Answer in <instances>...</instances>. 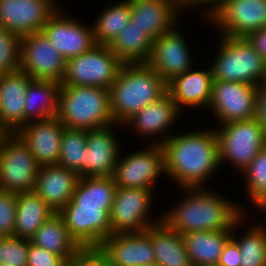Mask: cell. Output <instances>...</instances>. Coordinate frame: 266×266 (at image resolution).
Wrapping results in <instances>:
<instances>
[{"label":"cell","mask_w":266,"mask_h":266,"mask_svg":"<svg viewBox=\"0 0 266 266\" xmlns=\"http://www.w3.org/2000/svg\"><path fill=\"white\" fill-rule=\"evenodd\" d=\"M162 136L154 144L162 146L165 174L182 188L204 187L203 182L220 167L215 129Z\"/></svg>","instance_id":"obj_1"},{"label":"cell","mask_w":266,"mask_h":266,"mask_svg":"<svg viewBox=\"0 0 266 266\" xmlns=\"http://www.w3.org/2000/svg\"><path fill=\"white\" fill-rule=\"evenodd\" d=\"M186 198L169 210L161 220L183 235L195 231H232L242 222L244 213L239 205L215 192L200 188H182ZM210 191V192H209ZM234 227V228H233Z\"/></svg>","instance_id":"obj_2"},{"label":"cell","mask_w":266,"mask_h":266,"mask_svg":"<svg viewBox=\"0 0 266 266\" xmlns=\"http://www.w3.org/2000/svg\"><path fill=\"white\" fill-rule=\"evenodd\" d=\"M167 93V84L147 64H123L109 88L110 106L115 124H123L146 105Z\"/></svg>","instance_id":"obj_3"},{"label":"cell","mask_w":266,"mask_h":266,"mask_svg":"<svg viewBox=\"0 0 266 266\" xmlns=\"http://www.w3.org/2000/svg\"><path fill=\"white\" fill-rule=\"evenodd\" d=\"M56 117L69 129L93 130L114 125L109 89L61 85Z\"/></svg>","instance_id":"obj_4"},{"label":"cell","mask_w":266,"mask_h":266,"mask_svg":"<svg viewBox=\"0 0 266 266\" xmlns=\"http://www.w3.org/2000/svg\"><path fill=\"white\" fill-rule=\"evenodd\" d=\"M219 54L210 67L214 80L260 85L266 63L245 37L221 36Z\"/></svg>","instance_id":"obj_5"},{"label":"cell","mask_w":266,"mask_h":266,"mask_svg":"<svg viewBox=\"0 0 266 266\" xmlns=\"http://www.w3.org/2000/svg\"><path fill=\"white\" fill-rule=\"evenodd\" d=\"M40 165L17 133H5L0 140V191L31 192Z\"/></svg>","instance_id":"obj_6"},{"label":"cell","mask_w":266,"mask_h":266,"mask_svg":"<svg viewBox=\"0 0 266 266\" xmlns=\"http://www.w3.org/2000/svg\"><path fill=\"white\" fill-rule=\"evenodd\" d=\"M215 131L220 165L227 160L242 172L266 146V132L257 118L222 124Z\"/></svg>","instance_id":"obj_7"},{"label":"cell","mask_w":266,"mask_h":266,"mask_svg":"<svg viewBox=\"0 0 266 266\" xmlns=\"http://www.w3.org/2000/svg\"><path fill=\"white\" fill-rule=\"evenodd\" d=\"M123 64L109 46L97 44L91 50L66 61L61 85L109 89Z\"/></svg>","instance_id":"obj_8"},{"label":"cell","mask_w":266,"mask_h":266,"mask_svg":"<svg viewBox=\"0 0 266 266\" xmlns=\"http://www.w3.org/2000/svg\"><path fill=\"white\" fill-rule=\"evenodd\" d=\"M112 205L76 204L72 199L58 214L80 247H99L112 234Z\"/></svg>","instance_id":"obj_9"},{"label":"cell","mask_w":266,"mask_h":266,"mask_svg":"<svg viewBox=\"0 0 266 266\" xmlns=\"http://www.w3.org/2000/svg\"><path fill=\"white\" fill-rule=\"evenodd\" d=\"M65 67L66 60L42 31L21 37L20 69L33 80L61 84Z\"/></svg>","instance_id":"obj_10"},{"label":"cell","mask_w":266,"mask_h":266,"mask_svg":"<svg viewBox=\"0 0 266 266\" xmlns=\"http://www.w3.org/2000/svg\"><path fill=\"white\" fill-rule=\"evenodd\" d=\"M258 86L214 80L208 109L220 125L256 118Z\"/></svg>","instance_id":"obj_11"},{"label":"cell","mask_w":266,"mask_h":266,"mask_svg":"<svg viewBox=\"0 0 266 266\" xmlns=\"http://www.w3.org/2000/svg\"><path fill=\"white\" fill-rule=\"evenodd\" d=\"M152 197V190L117 187L110 213L112 234L139 233L158 223L161 218L148 220Z\"/></svg>","instance_id":"obj_12"},{"label":"cell","mask_w":266,"mask_h":266,"mask_svg":"<svg viewBox=\"0 0 266 266\" xmlns=\"http://www.w3.org/2000/svg\"><path fill=\"white\" fill-rule=\"evenodd\" d=\"M122 159L118 158L113 175L117 187L152 190L160 173H165L164 152L160 144H151L146 150Z\"/></svg>","instance_id":"obj_13"},{"label":"cell","mask_w":266,"mask_h":266,"mask_svg":"<svg viewBox=\"0 0 266 266\" xmlns=\"http://www.w3.org/2000/svg\"><path fill=\"white\" fill-rule=\"evenodd\" d=\"M208 20L223 32L219 36L246 37L266 27V0H228Z\"/></svg>","instance_id":"obj_14"},{"label":"cell","mask_w":266,"mask_h":266,"mask_svg":"<svg viewBox=\"0 0 266 266\" xmlns=\"http://www.w3.org/2000/svg\"><path fill=\"white\" fill-rule=\"evenodd\" d=\"M57 6L50 0H0V27L20 37L41 32Z\"/></svg>","instance_id":"obj_15"},{"label":"cell","mask_w":266,"mask_h":266,"mask_svg":"<svg viewBox=\"0 0 266 266\" xmlns=\"http://www.w3.org/2000/svg\"><path fill=\"white\" fill-rule=\"evenodd\" d=\"M56 12L47 20L42 32L67 61L91 50L96 44L92 26L67 18ZM91 27V28H90Z\"/></svg>","instance_id":"obj_16"},{"label":"cell","mask_w":266,"mask_h":266,"mask_svg":"<svg viewBox=\"0 0 266 266\" xmlns=\"http://www.w3.org/2000/svg\"><path fill=\"white\" fill-rule=\"evenodd\" d=\"M175 28L153 41L147 64L168 84L192 68V58L182 34Z\"/></svg>","instance_id":"obj_17"},{"label":"cell","mask_w":266,"mask_h":266,"mask_svg":"<svg viewBox=\"0 0 266 266\" xmlns=\"http://www.w3.org/2000/svg\"><path fill=\"white\" fill-rule=\"evenodd\" d=\"M109 266H146L155 264L149 228L139 233L111 234L99 246Z\"/></svg>","instance_id":"obj_18"},{"label":"cell","mask_w":266,"mask_h":266,"mask_svg":"<svg viewBox=\"0 0 266 266\" xmlns=\"http://www.w3.org/2000/svg\"><path fill=\"white\" fill-rule=\"evenodd\" d=\"M33 79L21 69L1 75L0 128L17 133L25 126V96Z\"/></svg>","instance_id":"obj_19"},{"label":"cell","mask_w":266,"mask_h":266,"mask_svg":"<svg viewBox=\"0 0 266 266\" xmlns=\"http://www.w3.org/2000/svg\"><path fill=\"white\" fill-rule=\"evenodd\" d=\"M131 20L154 41L176 27L182 0H127ZM178 15V16H177Z\"/></svg>","instance_id":"obj_20"},{"label":"cell","mask_w":266,"mask_h":266,"mask_svg":"<svg viewBox=\"0 0 266 266\" xmlns=\"http://www.w3.org/2000/svg\"><path fill=\"white\" fill-rule=\"evenodd\" d=\"M64 126L57 117L27 123L17 134L27 144L37 163L58 164Z\"/></svg>","instance_id":"obj_21"},{"label":"cell","mask_w":266,"mask_h":266,"mask_svg":"<svg viewBox=\"0 0 266 266\" xmlns=\"http://www.w3.org/2000/svg\"><path fill=\"white\" fill-rule=\"evenodd\" d=\"M110 127L88 130L86 146V170L79 176L110 177L114 175L115 166L120 158L119 143Z\"/></svg>","instance_id":"obj_22"},{"label":"cell","mask_w":266,"mask_h":266,"mask_svg":"<svg viewBox=\"0 0 266 266\" xmlns=\"http://www.w3.org/2000/svg\"><path fill=\"white\" fill-rule=\"evenodd\" d=\"M79 178L78 173L60 164L42 165L34 192L58 213L72 199Z\"/></svg>","instance_id":"obj_23"},{"label":"cell","mask_w":266,"mask_h":266,"mask_svg":"<svg viewBox=\"0 0 266 266\" xmlns=\"http://www.w3.org/2000/svg\"><path fill=\"white\" fill-rule=\"evenodd\" d=\"M213 81L210 68L205 71L190 69L167 84V93L179 109L182 105L205 108L211 99Z\"/></svg>","instance_id":"obj_24"},{"label":"cell","mask_w":266,"mask_h":266,"mask_svg":"<svg viewBox=\"0 0 266 266\" xmlns=\"http://www.w3.org/2000/svg\"><path fill=\"white\" fill-rule=\"evenodd\" d=\"M180 110L170 95L166 93L159 100L146 105L124 124L133 126L139 134L141 133L140 135L150 138L167 131L180 114Z\"/></svg>","instance_id":"obj_25"},{"label":"cell","mask_w":266,"mask_h":266,"mask_svg":"<svg viewBox=\"0 0 266 266\" xmlns=\"http://www.w3.org/2000/svg\"><path fill=\"white\" fill-rule=\"evenodd\" d=\"M149 237L158 266H193L182 235L169 228L162 220L149 227Z\"/></svg>","instance_id":"obj_26"},{"label":"cell","mask_w":266,"mask_h":266,"mask_svg":"<svg viewBox=\"0 0 266 266\" xmlns=\"http://www.w3.org/2000/svg\"><path fill=\"white\" fill-rule=\"evenodd\" d=\"M56 212L34 191L16 194L13 236L30 239Z\"/></svg>","instance_id":"obj_27"},{"label":"cell","mask_w":266,"mask_h":266,"mask_svg":"<svg viewBox=\"0 0 266 266\" xmlns=\"http://www.w3.org/2000/svg\"><path fill=\"white\" fill-rule=\"evenodd\" d=\"M193 266H217L225 245L232 238L231 231H195L182 235Z\"/></svg>","instance_id":"obj_28"},{"label":"cell","mask_w":266,"mask_h":266,"mask_svg":"<svg viewBox=\"0 0 266 266\" xmlns=\"http://www.w3.org/2000/svg\"><path fill=\"white\" fill-rule=\"evenodd\" d=\"M60 86L56 81L45 80H33L29 84L25 96V125L57 116Z\"/></svg>","instance_id":"obj_29"},{"label":"cell","mask_w":266,"mask_h":266,"mask_svg":"<svg viewBox=\"0 0 266 266\" xmlns=\"http://www.w3.org/2000/svg\"><path fill=\"white\" fill-rule=\"evenodd\" d=\"M30 242L70 261L81 248L70 236L62 217L55 213L30 238Z\"/></svg>","instance_id":"obj_30"},{"label":"cell","mask_w":266,"mask_h":266,"mask_svg":"<svg viewBox=\"0 0 266 266\" xmlns=\"http://www.w3.org/2000/svg\"><path fill=\"white\" fill-rule=\"evenodd\" d=\"M152 45L153 40L130 19L109 48L124 64H134L148 62Z\"/></svg>","instance_id":"obj_31"},{"label":"cell","mask_w":266,"mask_h":266,"mask_svg":"<svg viewBox=\"0 0 266 266\" xmlns=\"http://www.w3.org/2000/svg\"><path fill=\"white\" fill-rule=\"evenodd\" d=\"M93 28L96 44L109 46L131 19L130 4L126 0L102 11Z\"/></svg>","instance_id":"obj_32"},{"label":"cell","mask_w":266,"mask_h":266,"mask_svg":"<svg viewBox=\"0 0 266 266\" xmlns=\"http://www.w3.org/2000/svg\"><path fill=\"white\" fill-rule=\"evenodd\" d=\"M116 190L113 176L79 178L72 200L76 204L113 205Z\"/></svg>","instance_id":"obj_33"},{"label":"cell","mask_w":266,"mask_h":266,"mask_svg":"<svg viewBox=\"0 0 266 266\" xmlns=\"http://www.w3.org/2000/svg\"><path fill=\"white\" fill-rule=\"evenodd\" d=\"M87 132L88 130L64 127L61 137L58 164L69 170H73L79 176L86 170Z\"/></svg>","instance_id":"obj_34"},{"label":"cell","mask_w":266,"mask_h":266,"mask_svg":"<svg viewBox=\"0 0 266 266\" xmlns=\"http://www.w3.org/2000/svg\"><path fill=\"white\" fill-rule=\"evenodd\" d=\"M232 232V239L239 246L240 266H266V227L255 225L238 238Z\"/></svg>","instance_id":"obj_35"},{"label":"cell","mask_w":266,"mask_h":266,"mask_svg":"<svg viewBox=\"0 0 266 266\" xmlns=\"http://www.w3.org/2000/svg\"><path fill=\"white\" fill-rule=\"evenodd\" d=\"M242 173L247 176L249 199L258 206L266 198V146Z\"/></svg>","instance_id":"obj_36"},{"label":"cell","mask_w":266,"mask_h":266,"mask_svg":"<svg viewBox=\"0 0 266 266\" xmlns=\"http://www.w3.org/2000/svg\"><path fill=\"white\" fill-rule=\"evenodd\" d=\"M21 37L0 27V75L20 69Z\"/></svg>","instance_id":"obj_37"},{"label":"cell","mask_w":266,"mask_h":266,"mask_svg":"<svg viewBox=\"0 0 266 266\" xmlns=\"http://www.w3.org/2000/svg\"><path fill=\"white\" fill-rule=\"evenodd\" d=\"M30 239L15 236L0 238V263L12 266H27Z\"/></svg>","instance_id":"obj_38"},{"label":"cell","mask_w":266,"mask_h":266,"mask_svg":"<svg viewBox=\"0 0 266 266\" xmlns=\"http://www.w3.org/2000/svg\"><path fill=\"white\" fill-rule=\"evenodd\" d=\"M16 215V194L0 191V234L13 236Z\"/></svg>","instance_id":"obj_39"},{"label":"cell","mask_w":266,"mask_h":266,"mask_svg":"<svg viewBox=\"0 0 266 266\" xmlns=\"http://www.w3.org/2000/svg\"><path fill=\"white\" fill-rule=\"evenodd\" d=\"M66 266H109V260L99 247H81Z\"/></svg>","instance_id":"obj_40"},{"label":"cell","mask_w":266,"mask_h":266,"mask_svg":"<svg viewBox=\"0 0 266 266\" xmlns=\"http://www.w3.org/2000/svg\"><path fill=\"white\" fill-rule=\"evenodd\" d=\"M67 260L42 247L29 243L27 266H66Z\"/></svg>","instance_id":"obj_41"},{"label":"cell","mask_w":266,"mask_h":266,"mask_svg":"<svg viewBox=\"0 0 266 266\" xmlns=\"http://www.w3.org/2000/svg\"><path fill=\"white\" fill-rule=\"evenodd\" d=\"M241 255L239 246L231 238L224 247L222 254L220 255L217 266H240Z\"/></svg>","instance_id":"obj_42"},{"label":"cell","mask_w":266,"mask_h":266,"mask_svg":"<svg viewBox=\"0 0 266 266\" xmlns=\"http://www.w3.org/2000/svg\"><path fill=\"white\" fill-rule=\"evenodd\" d=\"M245 38L266 63V27L249 33Z\"/></svg>","instance_id":"obj_43"},{"label":"cell","mask_w":266,"mask_h":266,"mask_svg":"<svg viewBox=\"0 0 266 266\" xmlns=\"http://www.w3.org/2000/svg\"><path fill=\"white\" fill-rule=\"evenodd\" d=\"M256 118L266 132V81L258 85Z\"/></svg>","instance_id":"obj_44"},{"label":"cell","mask_w":266,"mask_h":266,"mask_svg":"<svg viewBox=\"0 0 266 266\" xmlns=\"http://www.w3.org/2000/svg\"><path fill=\"white\" fill-rule=\"evenodd\" d=\"M182 1H183V8L185 9L189 7H194V6H196L197 8L199 5H202V7L203 5L204 6H206L207 4L210 5V6H207V8H205V9H208V11L205 13L206 14L205 17H208L209 19L228 0H182Z\"/></svg>","instance_id":"obj_45"},{"label":"cell","mask_w":266,"mask_h":266,"mask_svg":"<svg viewBox=\"0 0 266 266\" xmlns=\"http://www.w3.org/2000/svg\"><path fill=\"white\" fill-rule=\"evenodd\" d=\"M261 211H266V198L257 206Z\"/></svg>","instance_id":"obj_46"},{"label":"cell","mask_w":266,"mask_h":266,"mask_svg":"<svg viewBox=\"0 0 266 266\" xmlns=\"http://www.w3.org/2000/svg\"><path fill=\"white\" fill-rule=\"evenodd\" d=\"M5 134V132L0 128V140L2 138V136Z\"/></svg>","instance_id":"obj_47"},{"label":"cell","mask_w":266,"mask_h":266,"mask_svg":"<svg viewBox=\"0 0 266 266\" xmlns=\"http://www.w3.org/2000/svg\"><path fill=\"white\" fill-rule=\"evenodd\" d=\"M0 266H12V265L7 264V263H0Z\"/></svg>","instance_id":"obj_48"},{"label":"cell","mask_w":266,"mask_h":266,"mask_svg":"<svg viewBox=\"0 0 266 266\" xmlns=\"http://www.w3.org/2000/svg\"><path fill=\"white\" fill-rule=\"evenodd\" d=\"M146 266H158L157 264H152V265H146Z\"/></svg>","instance_id":"obj_49"}]
</instances>
